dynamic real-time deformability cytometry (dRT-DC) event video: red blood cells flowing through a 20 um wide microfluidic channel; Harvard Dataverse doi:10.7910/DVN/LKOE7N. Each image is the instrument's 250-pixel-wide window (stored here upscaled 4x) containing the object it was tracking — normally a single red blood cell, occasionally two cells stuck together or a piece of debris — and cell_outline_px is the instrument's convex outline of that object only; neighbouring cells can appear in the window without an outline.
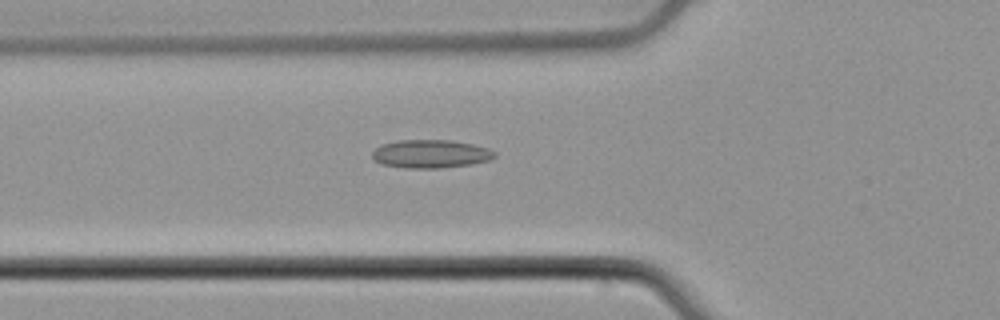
{"species": "common noctule bat (a hibernating species)", "species_latin": "Nyctalus noctula", "temperature_condition": "cold", "stored_images_in_passage": 55, "camera_frame_rate_fps": 3000, "um_per_image_px": 0.085, "animal": {"sex": "male", "body_mass_g": 21.5, "forearm_length_mm": 52.0}, "frame": {"image": 1, "passage_image": 20, "time_ms": 6.333, "image_size_px": [1000, 320], "cell_outline_px": [[496, 156], [488, 160], [472, 164], [440, 168], [404, 168], [380, 164], [372, 160], [372, 152], [380, 144], [396, 140], [452, 140], [472, 144], [488, 148], [496, 152]], "centroid_in_image_um": [36.56, 13.08], "position_along_channel_um": 89.2, "area_um2": 20.4}}
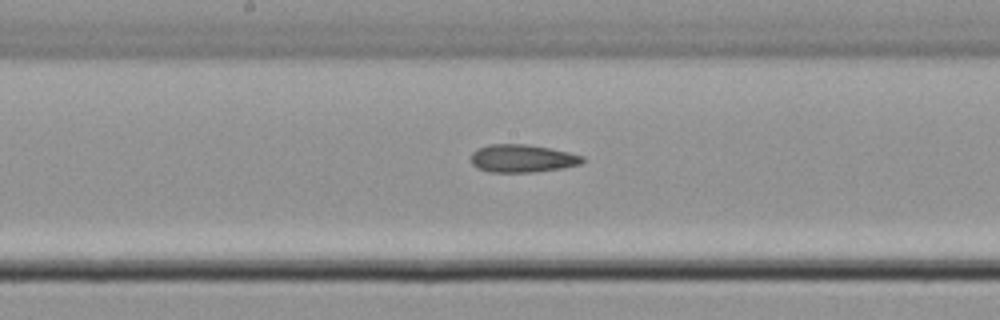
{"frame": {"image": 2, "passage_image": 29, "time_ms": 9.333, "image_size_px": [1000, 320], "cell_outline_px": [[584, 160], [580, 164], [564, 168], [532, 172], [488, 172], [476, 168], [472, 164], [472, 152], [476, 148], [488, 144], [528, 144], [568, 152], [584, 156]], "centroid_in_image_um": [44.37, 13.46], "position_along_channel_um": 203.8, "area_um2": 18.21}}
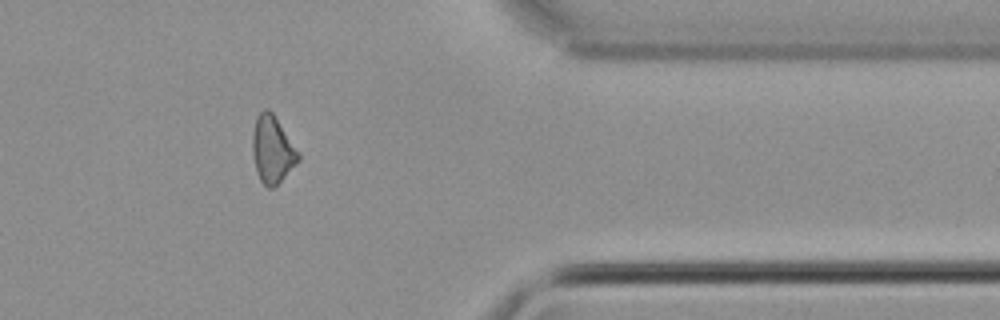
{"frame": {"image": 3, "passage_image": 45, "time_ms": 14.667, "image_size_px": [1000, 320], "cell_outline_px": [[300, 160], [272, 188], [268, 188], [260, 180], [256, 172], [252, 152], [252, 136], [256, 116], [264, 108], [268, 108], [272, 112], [300, 152]], "centroid_in_image_um": [23.14, 12.68], "position_along_channel_um": 388.3, "area_um2": 17.92}, "authors_computed_cell_mechanics": {"area_um2": 18.207, "velocity_mm_per_s": 3.803, "shape_relaxation_time_tau1_ms": 6.0044, "shape_relaxation_time_tau2_ms": 4.0974, "deformation_change_tau1": 0.1018, "deformation_change_tau2": 0.1363}}